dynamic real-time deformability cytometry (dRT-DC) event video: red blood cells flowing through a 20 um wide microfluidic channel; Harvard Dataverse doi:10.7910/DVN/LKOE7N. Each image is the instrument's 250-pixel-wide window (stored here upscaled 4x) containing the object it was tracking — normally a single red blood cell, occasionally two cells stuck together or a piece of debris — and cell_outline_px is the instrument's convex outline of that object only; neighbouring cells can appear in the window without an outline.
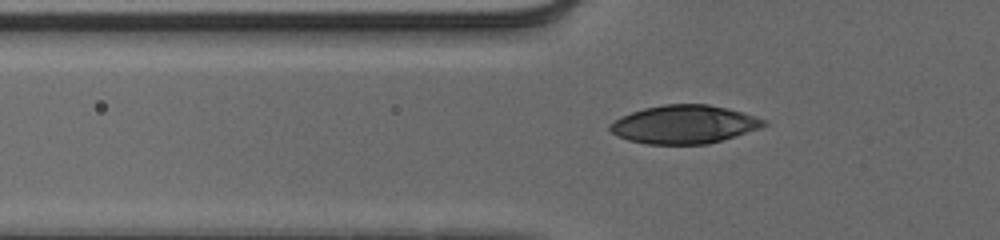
{"species": "human", "species_latin": "Homo sapiens", "temperature_condition": "cold", "stored_images_in_passage": 39, "camera_frame_rate_fps": 3000, "um_per_image_px": 0.085, "donor": {"sex": "male"}, "frame": {"image": 1, "passage_image": 5, "time_ms": 1.333, "image_size_px": [1000, 240], "cell_outline_px": [[768, 124], [760, 128], [736, 136], [708, 144], [644, 144], [628, 140], [616, 136], [608, 128], [608, 124], [632, 112], [644, 108], [664, 104], [708, 104], [728, 108], [768, 120]], "centroid_in_image_um": [58.17, 10.58], "position_along_channel_um": 67.6, "area_um2": 34.45}}
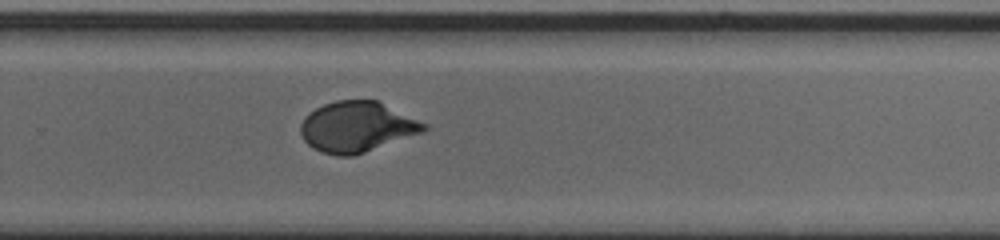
{"frame": {"image": 2, "passage_image": 23, "time_ms": 7.333, "image_size_px": [1000, 240], "cell_outline_px": [[428, 128], [424, 132], [352, 156], [340, 156], [320, 152], [308, 144], [304, 140], [300, 132], [300, 124], [304, 116], [316, 108], [324, 104], [336, 100], [376, 100], [428, 124]], "centroid_in_image_um": [30.33, 10.78], "position_along_channel_um": 299.5, "area_um2": 36.18}}
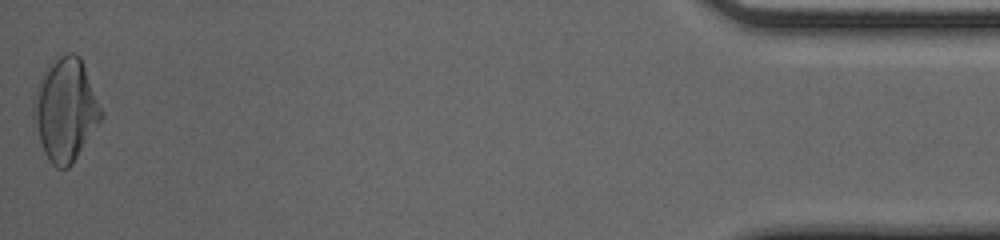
{"frame": {"image": 3, "passage_image": 39, "time_ms": 12.667, "image_size_px": [1000, 240], "cell_outline_px": [[104, 116], [72, 164], [68, 168], [56, 168], [48, 160], [44, 152], [32, 120], [32, 100], [36, 88], [48, 64], [60, 52], [72, 52], [80, 56], [104, 112]], "centroid_in_image_um": [5.55, 9.3], "position_along_channel_um": 429.6, "area_um2": 40.98}, "authors_computed_cell_mechanics": {"area_um2": 35.9516, "velocity_mm_per_s": 3.9345, "shape_relaxation_time_tau1_ms": 3.8022, "shape_relaxation_time_tau2_ms": null, "deformation_change_tau1": 0.1826, "deformation_change_tau2": null}}